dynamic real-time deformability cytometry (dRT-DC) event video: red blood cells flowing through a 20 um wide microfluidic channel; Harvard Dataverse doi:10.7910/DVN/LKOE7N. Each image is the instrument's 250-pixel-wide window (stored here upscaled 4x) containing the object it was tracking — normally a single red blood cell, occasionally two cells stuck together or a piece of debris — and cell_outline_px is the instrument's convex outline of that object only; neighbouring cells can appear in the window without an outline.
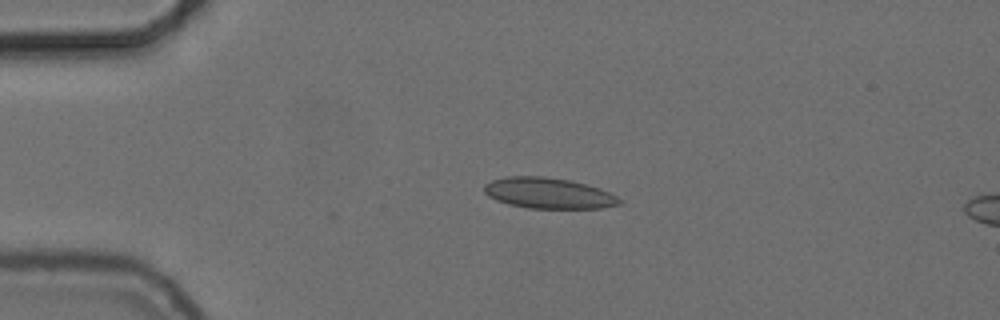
{"species": "common noctule bat (a hibernating species)", "species_latin": "Nyctalus noctula", "temperature_condition": "cold", "stored_images_in_passage": 2, "camera_frame_rate_fps": 3000, "um_per_image_px": 0.085, "animal": {"sex": "female", "body_mass_g": 24.6, "forearm_length_mm": 56.2}, "frame": {"image": 1, "passage_image": 1, "time_ms": 0.0, "image_size_px": [1000, 320], "cell_outline_px": [[624, 200], [620, 204], [600, 208], [528, 208], [508, 204], [496, 200], [488, 196], [484, 192], [484, 184], [492, 180], [508, 176], [544, 176], [572, 180], [588, 184], [600, 188]], "centroid_in_image_um": [46.63, 16.41], "position_along_channel_um": 38.4, "area_um2": 24.45}}